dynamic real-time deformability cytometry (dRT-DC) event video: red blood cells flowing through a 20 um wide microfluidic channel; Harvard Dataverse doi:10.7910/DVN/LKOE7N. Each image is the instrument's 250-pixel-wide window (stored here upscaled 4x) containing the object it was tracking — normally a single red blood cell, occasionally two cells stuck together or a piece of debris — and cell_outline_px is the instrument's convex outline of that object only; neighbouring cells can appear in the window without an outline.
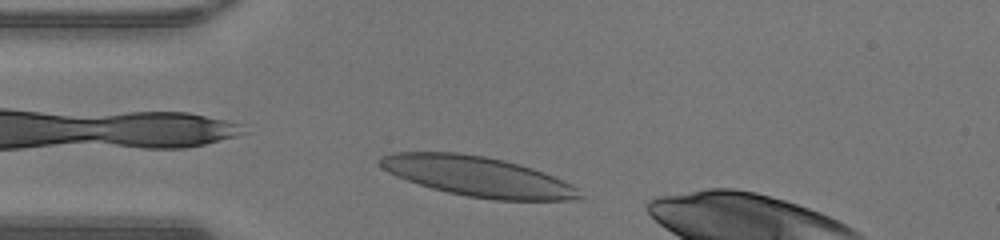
{"species": "human", "species_latin": "Homo sapiens", "temperature_condition": "warm", "stored_images_in_passage": 28, "camera_frame_rate_fps": 3000, "um_per_image_px": 0.085, "donor": {"sex": "male"}, "frame": {"image": 1, "passage_image": 2, "time_ms": 0.333, "image_size_px": [1000, 240], "cell_outline_px": [[584, 196], [580, 200], [496, 200], [468, 196], [448, 192], [432, 188], [396, 176], [380, 168], [376, 160], [380, 156], [392, 152], [456, 152], [484, 156], [504, 160], [520, 164], [544, 172], [564, 180], [576, 188]], "centroid_in_image_um": [40.59, 14.99], "position_along_channel_um": 44.4, "area_um2": 46.59}}
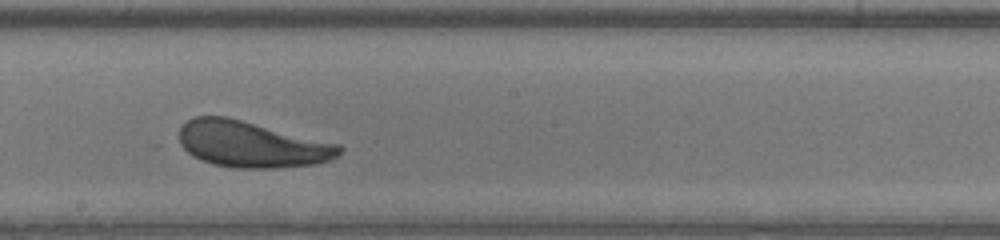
{"frame": {"image": 2, "passage_image": 16, "time_ms": 5.0, "image_size_px": [1000, 240], "cell_outline_px": [[344, 148], [336, 156], [328, 160], [316, 164], [276, 168], [236, 168], [212, 164], [192, 156], [180, 144], [180, 128], [188, 120], [196, 116], [228, 116], [340, 144]], "centroid_in_image_um": [21.39, 12.26], "position_along_channel_um": 226.8, "area_um2": 43.18}}
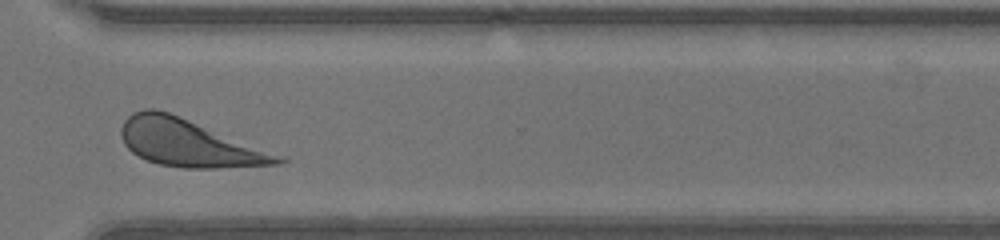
{"frame": {"image": 3, "passage_image": 25, "time_ms": 8.0, "image_size_px": [1000, 240], "cell_outline_px": [[288, 160], [280, 164], [216, 168], [184, 168], [160, 164], [148, 160], [132, 152], [124, 144], [120, 136], [120, 128], [124, 120], [132, 112], [144, 108], [156, 108], [168, 112], [288, 156]], "centroid_in_image_um": [16.12, 12.15], "position_along_channel_um": 354.5, "area_um2": 43.52}, "authors_computed_cell_mechanics": {"area_um2": 43.5523, "velocity_mm_per_s": 4.2635, "shape_relaxation_time_tau1_ms": 2.267, "shape_relaxation_time_tau2_ms": 3.7285, "deformation_change_tau1": 0.1484, "deformation_change_tau2": 0.1544}}